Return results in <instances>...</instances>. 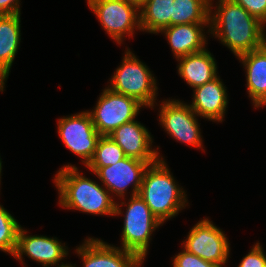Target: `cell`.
<instances>
[{
  "mask_svg": "<svg viewBox=\"0 0 266 267\" xmlns=\"http://www.w3.org/2000/svg\"><path fill=\"white\" fill-rule=\"evenodd\" d=\"M213 1L210 0L209 33L237 58L266 43V26L242 6L232 0H217L215 7Z\"/></svg>",
  "mask_w": 266,
  "mask_h": 267,
  "instance_id": "1",
  "label": "cell"
},
{
  "mask_svg": "<svg viewBox=\"0 0 266 267\" xmlns=\"http://www.w3.org/2000/svg\"><path fill=\"white\" fill-rule=\"evenodd\" d=\"M59 200L65 209L92 215L115 216L116 201L98 182L83 176L77 166L63 165L54 176Z\"/></svg>",
  "mask_w": 266,
  "mask_h": 267,
  "instance_id": "2",
  "label": "cell"
},
{
  "mask_svg": "<svg viewBox=\"0 0 266 267\" xmlns=\"http://www.w3.org/2000/svg\"><path fill=\"white\" fill-rule=\"evenodd\" d=\"M166 163L160 156L156 162L149 164L138 193L162 224L188 205L184 188L177 184Z\"/></svg>",
  "mask_w": 266,
  "mask_h": 267,
  "instance_id": "3",
  "label": "cell"
},
{
  "mask_svg": "<svg viewBox=\"0 0 266 267\" xmlns=\"http://www.w3.org/2000/svg\"><path fill=\"white\" fill-rule=\"evenodd\" d=\"M116 202L115 216L125 214L121 234L122 249L133 252L143 263L148 254L152 233L162 226L145 201L137 195L130 196L128 202ZM126 211L122 212V206ZM121 206V207H120Z\"/></svg>",
  "mask_w": 266,
  "mask_h": 267,
  "instance_id": "4",
  "label": "cell"
},
{
  "mask_svg": "<svg viewBox=\"0 0 266 267\" xmlns=\"http://www.w3.org/2000/svg\"><path fill=\"white\" fill-rule=\"evenodd\" d=\"M107 85L115 93L136 99L144 107L156 106L157 80L144 62H141L128 47L119 67Z\"/></svg>",
  "mask_w": 266,
  "mask_h": 267,
  "instance_id": "5",
  "label": "cell"
},
{
  "mask_svg": "<svg viewBox=\"0 0 266 267\" xmlns=\"http://www.w3.org/2000/svg\"><path fill=\"white\" fill-rule=\"evenodd\" d=\"M86 2L102 28L117 44H122L126 36L133 38L136 29L141 31L140 14L136 6L124 0H87Z\"/></svg>",
  "mask_w": 266,
  "mask_h": 267,
  "instance_id": "6",
  "label": "cell"
},
{
  "mask_svg": "<svg viewBox=\"0 0 266 267\" xmlns=\"http://www.w3.org/2000/svg\"><path fill=\"white\" fill-rule=\"evenodd\" d=\"M142 107L144 106L136 99L115 93L106 87L94 109L88 112L98 133L108 136L122 124L135 120Z\"/></svg>",
  "mask_w": 266,
  "mask_h": 267,
  "instance_id": "7",
  "label": "cell"
},
{
  "mask_svg": "<svg viewBox=\"0 0 266 267\" xmlns=\"http://www.w3.org/2000/svg\"><path fill=\"white\" fill-rule=\"evenodd\" d=\"M159 106L160 125L176 141L203 149L198 115L180 99L163 100Z\"/></svg>",
  "mask_w": 266,
  "mask_h": 267,
  "instance_id": "8",
  "label": "cell"
},
{
  "mask_svg": "<svg viewBox=\"0 0 266 267\" xmlns=\"http://www.w3.org/2000/svg\"><path fill=\"white\" fill-rule=\"evenodd\" d=\"M182 245L187 252L219 267L226 265L230 257V243L226 234L206 217L190 229Z\"/></svg>",
  "mask_w": 266,
  "mask_h": 267,
  "instance_id": "9",
  "label": "cell"
},
{
  "mask_svg": "<svg viewBox=\"0 0 266 267\" xmlns=\"http://www.w3.org/2000/svg\"><path fill=\"white\" fill-rule=\"evenodd\" d=\"M57 132L66 148L82 158L85 167L92 160L100 134L88 112L82 111L58 119Z\"/></svg>",
  "mask_w": 266,
  "mask_h": 267,
  "instance_id": "10",
  "label": "cell"
},
{
  "mask_svg": "<svg viewBox=\"0 0 266 267\" xmlns=\"http://www.w3.org/2000/svg\"><path fill=\"white\" fill-rule=\"evenodd\" d=\"M136 158L125 157L116 164L106 167H85L91 171L101 181L102 185L110 192L112 197L125 199L127 188L131 187L130 196L139 193L143 175L149 164Z\"/></svg>",
  "mask_w": 266,
  "mask_h": 267,
  "instance_id": "11",
  "label": "cell"
},
{
  "mask_svg": "<svg viewBox=\"0 0 266 267\" xmlns=\"http://www.w3.org/2000/svg\"><path fill=\"white\" fill-rule=\"evenodd\" d=\"M68 254V247L56 237L28 235L27 230L21 226L18 232L17 248L13 257L20 261L23 267L25 266L23 255L28 256L32 261L41 263L43 267H58L65 264L61 260L65 259ZM59 262L61 264H58Z\"/></svg>",
  "mask_w": 266,
  "mask_h": 267,
  "instance_id": "12",
  "label": "cell"
},
{
  "mask_svg": "<svg viewBox=\"0 0 266 267\" xmlns=\"http://www.w3.org/2000/svg\"><path fill=\"white\" fill-rule=\"evenodd\" d=\"M75 251L83 267H141L143 264L133 252L93 237H86Z\"/></svg>",
  "mask_w": 266,
  "mask_h": 267,
  "instance_id": "13",
  "label": "cell"
},
{
  "mask_svg": "<svg viewBox=\"0 0 266 267\" xmlns=\"http://www.w3.org/2000/svg\"><path fill=\"white\" fill-rule=\"evenodd\" d=\"M108 136L122 148L126 157L145 162H156L160 157L159 146L152 148L151 133L136 119L122 124Z\"/></svg>",
  "mask_w": 266,
  "mask_h": 267,
  "instance_id": "14",
  "label": "cell"
},
{
  "mask_svg": "<svg viewBox=\"0 0 266 267\" xmlns=\"http://www.w3.org/2000/svg\"><path fill=\"white\" fill-rule=\"evenodd\" d=\"M220 76L193 89V100L189 104L198 117L212 122H223L228 105V94Z\"/></svg>",
  "mask_w": 266,
  "mask_h": 267,
  "instance_id": "15",
  "label": "cell"
},
{
  "mask_svg": "<svg viewBox=\"0 0 266 267\" xmlns=\"http://www.w3.org/2000/svg\"><path fill=\"white\" fill-rule=\"evenodd\" d=\"M210 24H182L172 25L162 29L159 33H164L167 43L172 49V53L176 59L200 52L207 46V36L209 34ZM205 28H208L207 32Z\"/></svg>",
  "mask_w": 266,
  "mask_h": 267,
  "instance_id": "16",
  "label": "cell"
},
{
  "mask_svg": "<svg viewBox=\"0 0 266 267\" xmlns=\"http://www.w3.org/2000/svg\"><path fill=\"white\" fill-rule=\"evenodd\" d=\"M21 14L0 15V92L3 93L21 42Z\"/></svg>",
  "mask_w": 266,
  "mask_h": 267,
  "instance_id": "17",
  "label": "cell"
},
{
  "mask_svg": "<svg viewBox=\"0 0 266 267\" xmlns=\"http://www.w3.org/2000/svg\"><path fill=\"white\" fill-rule=\"evenodd\" d=\"M237 59L246 69L247 93L254 108L266 106V43Z\"/></svg>",
  "mask_w": 266,
  "mask_h": 267,
  "instance_id": "18",
  "label": "cell"
},
{
  "mask_svg": "<svg viewBox=\"0 0 266 267\" xmlns=\"http://www.w3.org/2000/svg\"><path fill=\"white\" fill-rule=\"evenodd\" d=\"M177 61V73L193 89L218 76L217 62L208 48L180 57Z\"/></svg>",
  "mask_w": 266,
  "mask_h": 267,
  "instance_id": "19",
  "label": "cell"
},
{
  "mask_svg": "<svg viewBox=\"0 0 266 267\" xmlns=\"http://www.w3.org/2000/svg\"><path fill=\"white\" fill-rule=\"evenodd\" d=\"M174 0H146L139 9L141 31L158 34L172 26Z\"/></svg>",
  "mask_w": 266,
  "mask_h": 267,
  "instance_id": "20",
  "label": "cell"
},
{
  "mask_svg": "<svg viewBox=\"0 0 266 267\" xmlns=\"http://www.w3.org/2000/svg\"><path fill=\"white\" fill-rule=\"evenodd\" d=\"M210 24V0H174L172 25Z\"/></svg>",
  "mask_w": 266,
  "mask_h": 267,
  "instance_id": "21",
  "label": "cell"
},
{
  "mask_svg": "<svg viewBox=\"0 0 266 267\" xmlns=\"http://www.w3.org/2000/svg\"><path fill=\"white\" fill-rule=\"evenodd\" d=\"M122 148L110 136H100L92 160L86 167H106L125 158Z\"/></svg>",
  "mask_w": 266,
  "mask_h": 267,
  "instance_id": "22",
  "label": "cell"
},
{
  "mask_svg": "<svg viewBox=\"0 0 266 267\" xmlns=\"http://www.w3.org/2000/svg\"><path fill=\"white\" fill-rule=\"evenodd\" d=\"M20 227L21 225L14 216L0 204V250L12 257L17 248Z\"/></svg>",
  "mask_w": 266,
  "mask_h": 267,
  "instance_id": "23",
  "label": "cell"
},
{
  "mask_svg": "<svg viewBox=\"0 0 266 267\" xmlns=\"http://www.w3.org/2000/svg\"><path fill=\"white\" fill-rule=\"evenodd\" d=\"M173 267H219L183 249L173 257Z\"/></svg>",
  "mask_w": 266,
  "mask_h": 267,
  "instance_id": "24",
  "label": "cell"
},
{
  "mask_svg": "<svg viewBox=\"0 0 266 267\" xmlns=\"http://www.w3.org/2000/svg\"><path fill=\"white\" fill-rule=\"evenodd\" d=\"M237 267H266V254L259 242L242 258Z\"/></svg>",
  "mask_w": 266,
  "mask_h": 267,
  "instance_id": "25",
  "label": "cell"
},
{
  "mask_svg": "<svg viewBox=\"0 0 266 267\" xmlns=\"http://www.w3.org/2000/svg\"><path fill=\"white\" fill-rule=\"evenodd\" d=\"M266 26V0H232Z\"/></svg>",
  "mask_w": 266,
  "mask_h": 267,
  "instance_id": "26",
  "label": "cell"
},
{
  "mask_svg": "<svg viewBox=\"0 0 266 267\" xmlns=\"http://www.w3.org/2000/svg\"><path fill=\"white\" fill-rule=\"evenodd\" d=\"M20 0H0V15L21 14Z\"/></svg>",
  "mask_w": 266,
  "mask_h": 267,
  "instance_id": "27",
  "label": "cell"
},
{
  "mask_svg": "<svg viewBox=\"0 0 266 267\" xmlns=\"http://www.w3.org/2000/svg\"><path fill=\"white\" fill-rule=\"evenodd\" d=\"M124 1L136 6L138 9H140L144 5L146 0H124Z\"/></svg>",
  "mask_w": 266,
  "mask_h": 267,
  "instance_id": "28",
  "label": "cell"
},
{
  "mask_svg": "<svg viewBox=\"0 0 266 267\" xmlns=\"http://www.w3.org/2000/svg\"><path fill=\"white\" fill-rule=\"evenodd\" d=\"M74 265V266H73ZM76 264H69V263H66V264H64V265H62V266H58V267H76L75 266Z\"/></svg>",
  "mask_w": 266,
  "mask_h": 267,
  "instance_id": "29",
  "label": "cell"
},
{
  "mask_svg": "<svg viewBox=\"0 0 266 267\" xmlns=\"http://www.w3.org/2000/svg\"><path fill=\"white\" fill-rule=\"evenodd\" d=\"M1 157H0V185H1V172H2V161H1Z\"/></svg>",
  "mask_w": 266,
  "mask_h": 267,
  "instance_id": "30",
  "label": "cell"
}]
</instances>
